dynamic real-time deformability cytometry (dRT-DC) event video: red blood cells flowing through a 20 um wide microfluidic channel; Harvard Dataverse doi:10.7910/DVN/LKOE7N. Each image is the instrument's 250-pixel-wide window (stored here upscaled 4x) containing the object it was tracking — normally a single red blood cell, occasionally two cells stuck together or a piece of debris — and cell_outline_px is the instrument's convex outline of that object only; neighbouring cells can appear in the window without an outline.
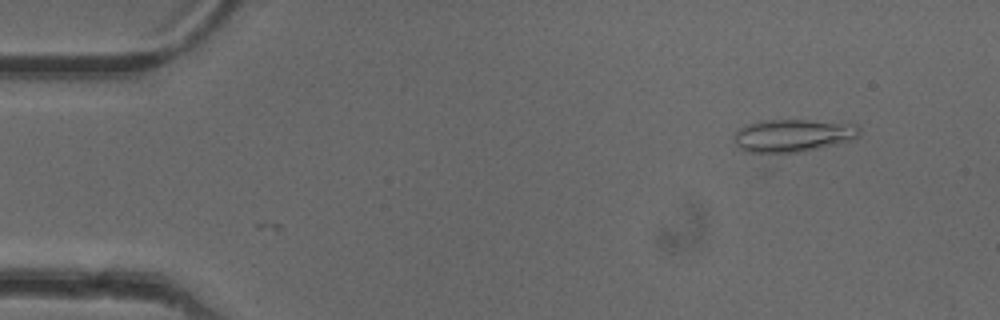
{"species": "common noctule bat (a hibernating species)", "species_latin": "Nyctalus noctula", "temperature_condition": "cold", "stored_images_in_passage": 5, "camera_frame_rate_fps": 3000, "um_per_image_px": 0.085, "animal": {"sex": "female"}, "frame": {"image": 1, "passage_image": 5, "time_ms": 1.333, "image_size_px": [1000, 320], "cell_outline_px": [[860, 136], [856, 140], [768, 168], [744, 152], [732, 140], [732, 136], [740, 128], [748, 124], [768, 120], [808, 120], [856, 124], [860, 128]], "centroid_in_image_um": [67.3, 11.82], "position_along_channel_um": 17.7, "area_um2": 29.13}}